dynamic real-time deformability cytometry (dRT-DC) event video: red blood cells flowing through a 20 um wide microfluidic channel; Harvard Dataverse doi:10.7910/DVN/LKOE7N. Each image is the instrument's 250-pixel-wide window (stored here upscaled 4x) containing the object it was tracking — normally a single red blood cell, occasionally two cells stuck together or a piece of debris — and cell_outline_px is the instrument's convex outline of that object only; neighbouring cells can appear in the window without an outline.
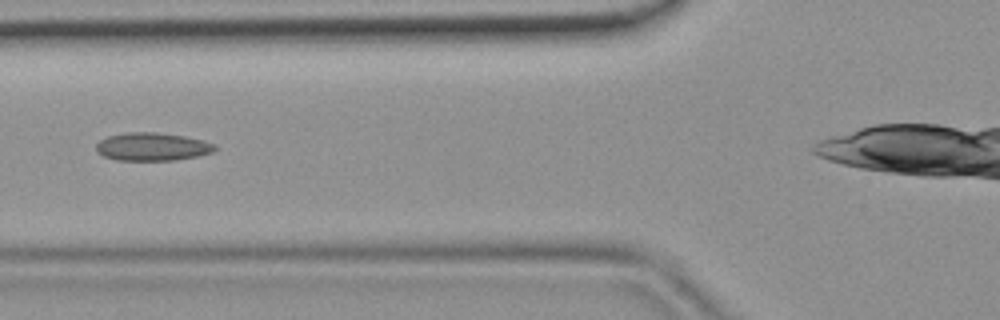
{"species": "common noctule bat (a hibernating species)", "species_latin": "Nyctalus noctula", "temperature_condition": "room temperature", "stored_images_in_passage": 29, "camera_frame_rate_fps": 3000, "um_per_image_px": 0.085, "animal": {"sex": "female", "body_mass_g": 19.9}, "frame": {"image": 1, "passage_image": 6, "time_ms": 1.667, "image_size_px": [1000, 320], "cell_outline_px": [[216, 148], [212, 152], [196, 156], [172, 160], [116, 160], [104, 156], [96, 152], [96, 144], [100, 140], [108, 136], [124, 132], [156, 132], [184, 136], [204, 140], [216, 144]], "centroid_in_image_um": [12.92, 12.46], "position_along_channel_um": 112.9, "area_um2": 19.42}}
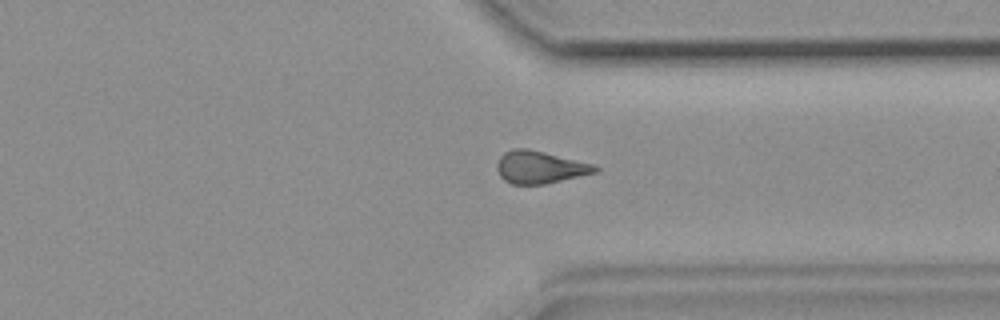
{"frame": {"image": 2, "passage_image": 23, "time_ms": 7.333, "image_size_px": [1000, 320], "cell_outline_px": [[600, 168], [596, 172], [544, 184], [512, 184], [504, 180], [500, 176], [496, 168], [496, 164], [500, 156], [504, 152], [512, 148], [528, 148], [596, 164]], "centroid_in_image_um": [45.88, 14.19], "position_along_channel_um": 365.5, "area_um2": 18.67}}
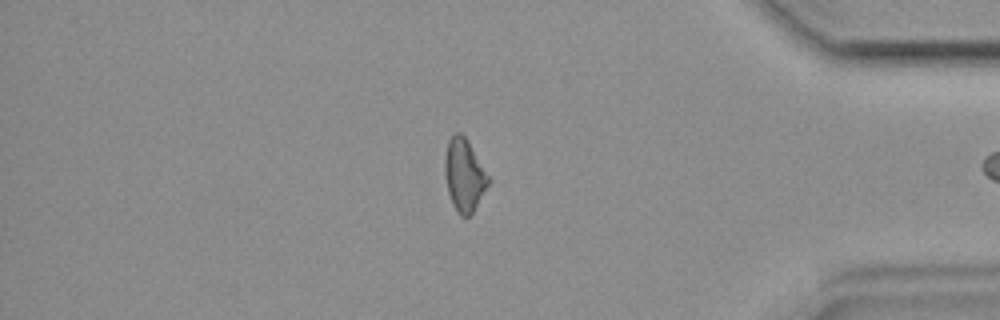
{"frame": {"image": 3, "passage_image": 27, "time_ms": 8.667, "image_size_px": [1000, 320], "cell_outline_px": [[488, 184], [472, 216], [460, 216], [456, 212], [452, 204], [448, 192], [444, 172], [444, 160], [448, 140], [456, 132], [460, 132], [468, 140], [488, 176]], "centroid_in_image_um": [39.43, 14.91], "position_along_channel_um": 395.8, "area_um2": 18.32}}